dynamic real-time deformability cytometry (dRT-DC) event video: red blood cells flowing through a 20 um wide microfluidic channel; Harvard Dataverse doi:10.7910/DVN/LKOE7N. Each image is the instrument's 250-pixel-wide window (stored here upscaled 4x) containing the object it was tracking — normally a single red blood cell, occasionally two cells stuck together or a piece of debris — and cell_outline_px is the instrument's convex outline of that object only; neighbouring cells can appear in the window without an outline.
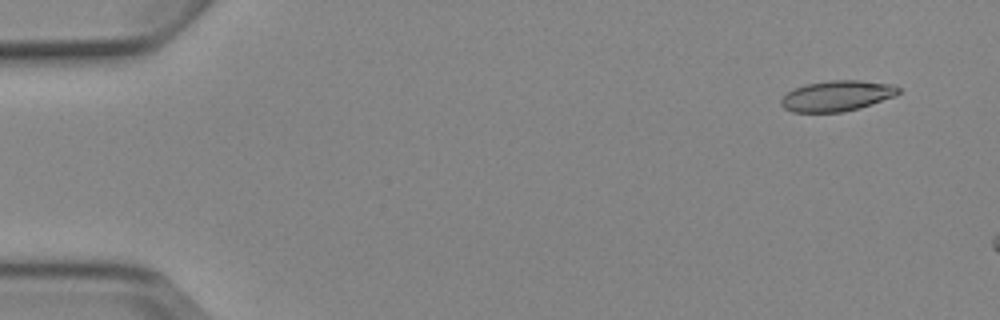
{"species": "Egyptian fruit bat (a non-hibernating species)", "species_latin": "Rousettus aegyptiacus", "temperature_condition": "cold", "stored_images_in_passage": 5, "camera_frame_rate_fps": 3000, "um_per_image_px": 0.085, "animal": {"sex": "female"}, "frame": {"image": 1, "passage_image": 1, "time_ms": 0.0, "image_size_px": [1000, 320], "cell_outline_px": [[900, 92], [896, 96], [860, 108], [844, 112], [792, 112], [784, 108], [780, 104], [780, 100], [788, 92], [804, 84], [832, 80], [860, 80], [892, 84], [900, 88]], "centroid_in_image_um": [71.16, 8.15], "position_along_channel_um": 13.8, "area_um2": 21.04}}
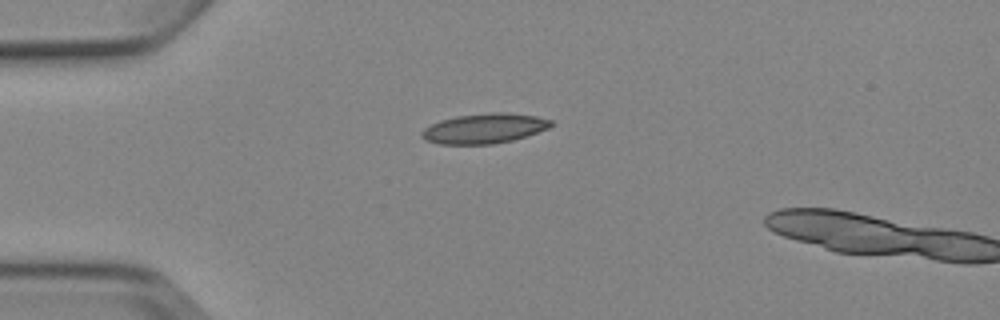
{"frame": {"image": 2, "passage_image": 4, "time_ms": 3.333, "image_size_px": [1000, 320], "cell_outline_px": [[556, 124], [548, 128], [512, 140], [492, 144], [440, 144], [424, 140], [420, 136], [420, 132], [424, 128], [440, 120], [456, 116], [492, 112], [508, 112], [536, 116], [552, 120]], "centroid_in_image_um": [41.15, 10.91], "position_along_channel_um": 43.8, "area_um2": 22.6}}